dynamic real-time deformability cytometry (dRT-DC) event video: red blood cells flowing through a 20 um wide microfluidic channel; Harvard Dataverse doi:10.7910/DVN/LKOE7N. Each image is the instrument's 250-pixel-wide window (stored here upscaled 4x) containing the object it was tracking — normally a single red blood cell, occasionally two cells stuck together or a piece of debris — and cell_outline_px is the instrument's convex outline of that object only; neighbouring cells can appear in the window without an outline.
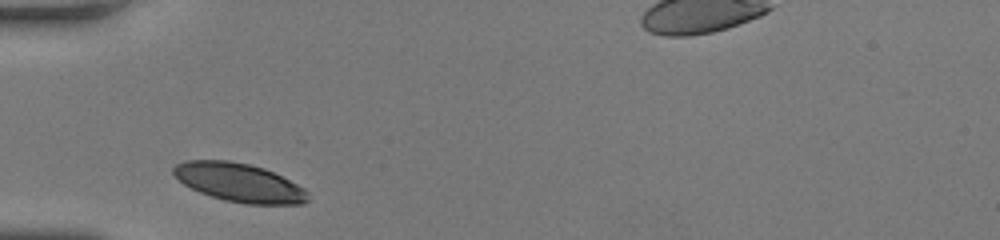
{"species": "human", "species_latin": "Homo sapiens", "temperature_condition": "room temperature", "stored_images_in_passage": 26, "camera_frame_rate_fps": 3000, "um_per_image_px": 0.085, "donor": {"sex": "female"}, "frame": {"image": 1, "passage_image": 1, "time_ms": 0.0, "image_size_px": [1000, 240], "cell_outline_px": [[308, 200], [300, 204], [248, 204], [224, 200], [200, 192], [184, 184], [172, 172], [172, 168], [176, 164], [184, 160], [228, 160], [248, 164], [264, 168], [304, 188], [308, 192]], "centroid_in_image_um": [20.31, 15.51], "position_along_channel_um": 64.7, "area_um2": 29.94}}
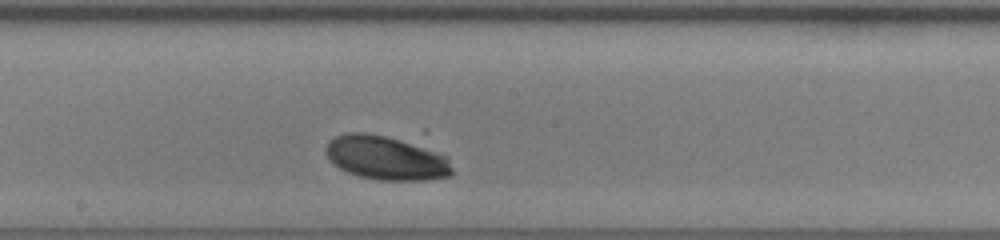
{"frame": {"image": 2, "passage_image": 13, "time_ms": 4.0, "image_size_px": [1000, 240], "cell_outline_px": [[452, 176], [424, 180], [376, 180], [360, 176], [348, 172], [340, 168], [328, 156], [328, 140], [336, 136], [348, 132], [364, 132], [384, 136], [416, 144], [448, 156], [452, 168]], "centroid_in_image_um": [32.87, 13.43], "position_along_channel_um": 215.3, "area_um2": 32.02}}
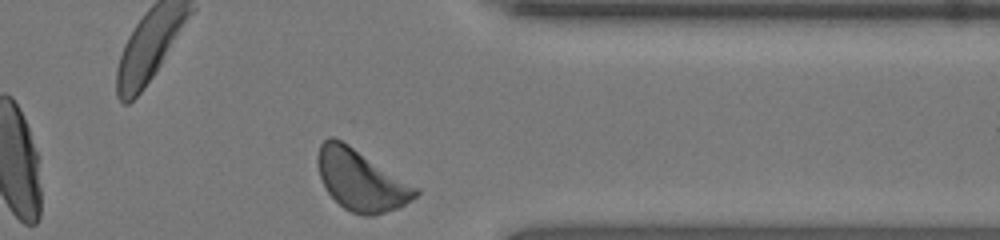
{"frame": {"image": 3, "passage_image": 26, "time_ms": 8.333, "image_size_px": [1000, 240], "cell_outline_px": [[420, 192], [412, 200], [396, 208], [372, 216], [364, 216], [352, 212], [344, 208], [328, 192], [320, 176], [316, 160], [320, 144], [328, 136], [332, 136], [348, 144], [420, 188]], "centroid_in_image_um": [30.69, 15.3], "position_along_channel_um": 380.7, "area_um2": 34.51}, "authors_computed_cell_mechanics": {"area_um2": 32.1657, "velocity_mm_per_s": 3.8937, "shape_relaxation_time_tau1_ms": 1.1217, "shape_relaxation_time_tau2_ms": null, "deformation_change_tau1": 0.0635, "deformation_change_tau2": null}}